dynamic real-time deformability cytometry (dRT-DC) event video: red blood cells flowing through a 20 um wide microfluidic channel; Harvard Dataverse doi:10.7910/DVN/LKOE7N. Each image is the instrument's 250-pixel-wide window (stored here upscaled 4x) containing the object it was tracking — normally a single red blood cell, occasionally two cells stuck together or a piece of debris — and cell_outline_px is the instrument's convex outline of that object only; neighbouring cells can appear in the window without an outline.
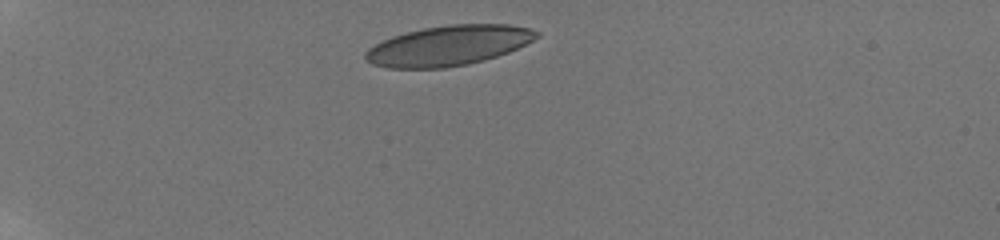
{"species": "human", "species_latin": "Homo sapiens", "temperature_condition": "room temperature", "stored_images_in_passage": 9, "camera_frame_rate_fps": 3000, "um_per_image_px": 0.085, "donor": {"sex": "male"}, "frame": {"image": 1, "passage_image": 1, "time_ms": 0.0, "image_size_px": [1000, 240], "cell_outline_px": [[540, 36], [508, 52], [484, 60], [468, 64], [444, 68], [388, 68], [372, 64], [364, 60], [364, 52], [368, 48], [392, 36], [404, 32], [424, 28], [448, 24], [508, 24], [528, 28], [540, 32]], "centroid_in_image_um": [38.08, 3.87], "position_along_channel_um": 46.9, "area_um2": 39.94}}
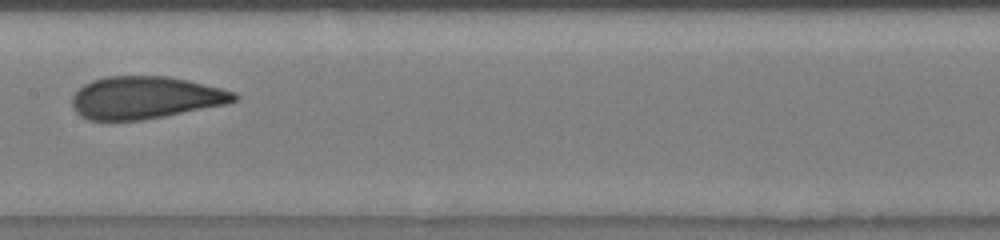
{"frame": {"image": 2, "passage_image": 6, "time_ms": 1.667, "image_size_px": [1000, 240], "cell_outline_px": [[240, 96], [236, 100], [228, 104], [164, 116], [140, 120], [88, 120], [80, 116], [76, 112], [72, 104], [72, 96], [84, 84], [92, 80], [104, 76], [168, 76], [188, 80], [236, 92]], "centroid_in_image_um": [12.36, 8.29], "position_along_channel_um": 195.0, "area_um2": 40.11}}
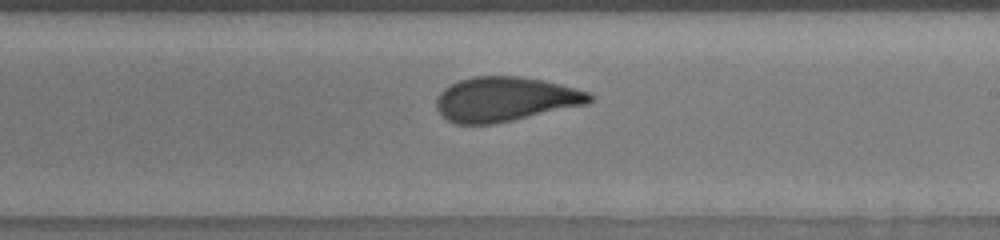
{"frame": {"image": 3, "passage_image": 9, "time_ms": 2.667, "image_size_px": [1000, 240], "cell_outline_px": [[596, 100], [588, 104], [512, 120], [492, 124], [456, 124], [440, 116], [436, 108], [436, 100], [440, 92], [444, 88], [460, 80], [472, 76], [520, 76], [544, 80], [576, 88], [588, 92], [596, 96]], "centroid_in_image_um": [42.96, 8.43], "position_along_channel_um": 246.0, "area_um2": 40.0}}